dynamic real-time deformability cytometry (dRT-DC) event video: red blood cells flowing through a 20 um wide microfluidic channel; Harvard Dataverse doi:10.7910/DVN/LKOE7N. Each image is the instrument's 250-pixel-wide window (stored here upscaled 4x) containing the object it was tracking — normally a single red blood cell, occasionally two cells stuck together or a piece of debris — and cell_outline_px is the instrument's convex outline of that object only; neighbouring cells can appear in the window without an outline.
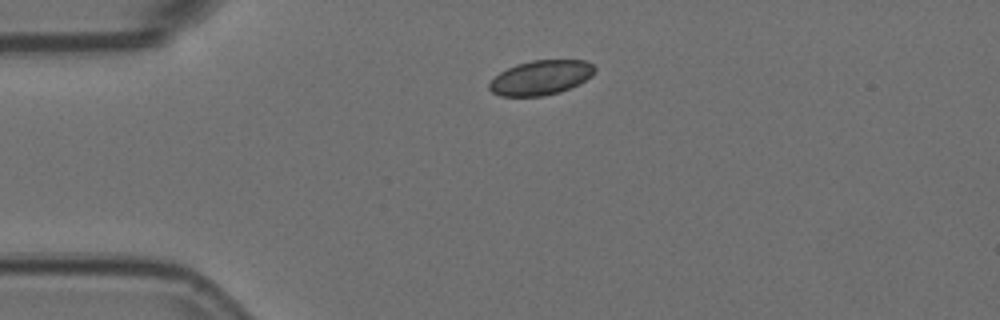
{"species": "Egyptian fruit bat (a non-hibernating species)", "species_latin": "Rousettus aegyptiacus", "temperature_condition": "room temperature", "stored_images_in_passage": 44, "camera_frame_rate_fps": 3000, "um_per_image_px": 0.085, "animal": {"sex": "female"}, "frame": {"image": 1, "passage_image": 1, "time_ms": 0.0, "image_size_px": [1000, 320], "cell_outline_px": [[596, 68], [592, 76], [560, 92], [544, 96], [500, 96], [492, 92], [488, 88], [488, 84], [500, 72], [516, 64], [532, 60], [588, 60]], "centroid_in_image_um": [45.96, 6.59], "position_along_channel_um": 39.0, "area_um2": 21.15}}
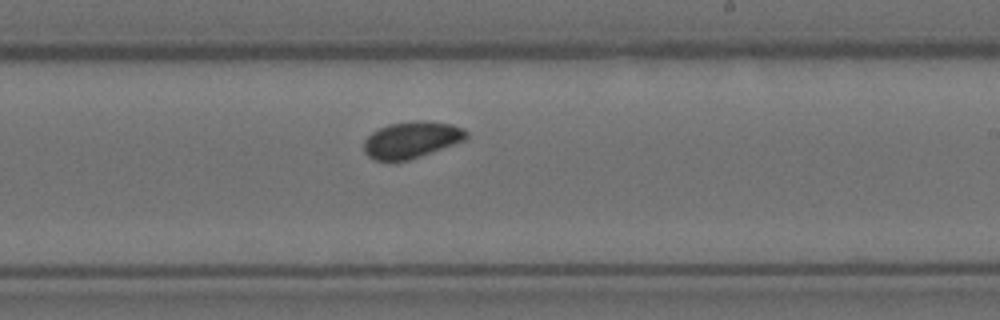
{"frame": {"image": 2, "passage_image": 21, "time_ms": 6.667, "image_size_px": [1000, 320], "cell_outline_px": [[468, 136], [464, 140], [420, 156], [408, 160], [376, 160], [368, 156], [364, 152], [364, 140], [372, 132], [388, 124], [416, 120], [424, 120], [452, 124], [464, 128], [468, 132]], "centroid_in_image_um": [34.98, 11.86], "position_along_channel_um": 254.0, "area_um2": 21.68}}
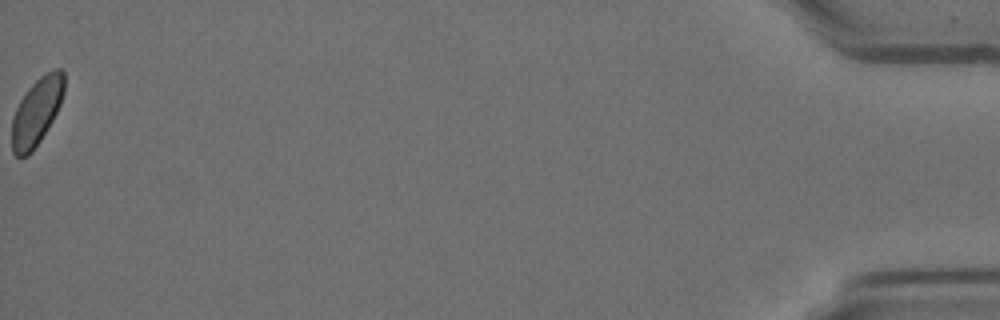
{"frame": {"image": 3, "passage_image": 44, "time_ms": 14.333, "image_size_px": [1000, 320], "cell_outline_px": [[64, 92], [60, 104], [52, 120], [40, 140], [32, 152], [28, 156], [16, 156], [12, 152], [12, 116], [20, 100], [28, 88], [40, 76], [52, 68], [60, 68], [64, 72]], "centroid_in_image_um": [3.11, 9.46], "position_along_channel_um": 432.1, "area_um2": 20.46}}